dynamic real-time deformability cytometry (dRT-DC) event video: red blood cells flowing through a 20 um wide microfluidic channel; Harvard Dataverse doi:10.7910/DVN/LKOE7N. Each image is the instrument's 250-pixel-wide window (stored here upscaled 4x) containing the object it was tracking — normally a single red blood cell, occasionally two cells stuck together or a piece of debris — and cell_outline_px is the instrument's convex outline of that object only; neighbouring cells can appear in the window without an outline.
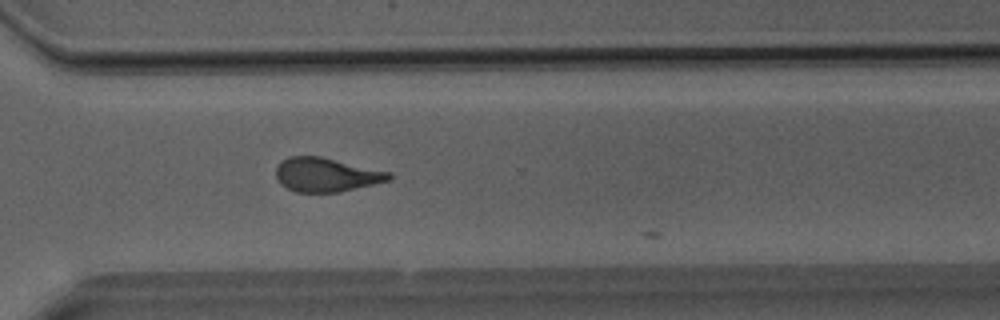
{"species": "Egyptian fruit bat (a non-hibernating species)", "species_latin": "Rousettus aegyptiacus", "temperature_condition": "room temperature", "stored_images_in_passage": 28, "camera_frame_rate_fps": 3000, "um_per_image_px": 0.085, "animal": {"sex": "male"}, "frame": {"image": 1, "passage_image": 27, "time_ms": 8.667, "image_size_px": [1000, 320], "cell_outline_px": [[392, 176], [388, 180], [340, 192], [296, 192], [280, 184], [276, 176], [276, 168], [280, 160], [288, 156], [320, 156], [392, 172]], "centroid_in_image_um": [27.7, 14.84], "position_along_channel_um": 342.9, "area_um2": 22.37}}